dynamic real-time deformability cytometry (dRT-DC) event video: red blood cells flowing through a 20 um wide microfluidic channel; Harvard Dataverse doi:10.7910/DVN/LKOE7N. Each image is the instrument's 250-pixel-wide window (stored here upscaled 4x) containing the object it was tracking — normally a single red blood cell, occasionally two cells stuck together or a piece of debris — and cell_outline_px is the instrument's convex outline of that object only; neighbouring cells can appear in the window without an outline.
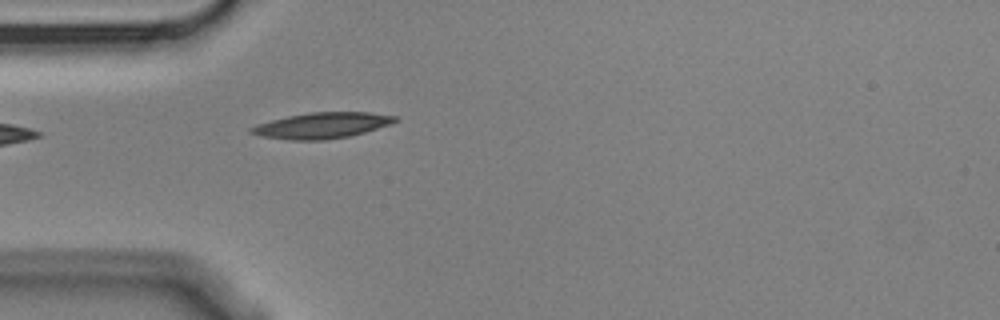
{"species": "Egyptian fruit bat (a non-hibernating species)", "species_latin": "Rousettus aegyptiacus", "temperature_condition": "cold", "stored_images_in_passage": 2, "camera_frame_rate_fps": 3000, "um_per_image_px": 0.085, "animal": {"sex": "male"}, "frame": {"image": 1, "passage_image": 2, "time_ms": 0.333, "image_size_px": [1000, 320], "cell_outline_px": [[400, 120], [364, 132], [348, 136], [324, 140], [292, 140], [260, 136], [248, 132], [248, 128], [256, 124], [288, 116], [312, 112], [372, 112], [396, 116]], "centroid_in_image_um": [27.33, 10.66], "position_along_channel_um": 57.7, "area_um2": 21.56}}